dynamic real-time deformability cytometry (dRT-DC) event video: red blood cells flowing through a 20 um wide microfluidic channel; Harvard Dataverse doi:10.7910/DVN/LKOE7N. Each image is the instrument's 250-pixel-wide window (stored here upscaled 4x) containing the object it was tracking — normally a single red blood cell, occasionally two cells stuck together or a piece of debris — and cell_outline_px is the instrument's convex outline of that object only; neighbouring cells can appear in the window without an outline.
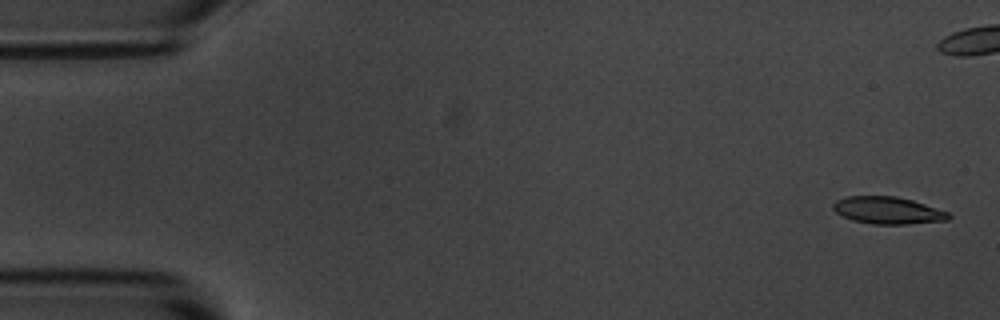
{"species": "common noctule bat (a hibernating species)", "species_latin": "Nyctalus noctula", "temperature_condition": "room temperature", "stored_images_in_passage": 6, "camera_frame_rate_fps": 3000, "um_per_image_px": 0.085, "animal": {"sex": "male", "body_mass_g": 20.1, "forearm_length_mm": 53.5}, "frame": {"image": 1, "passage_image": 1, "time_ms": 0.0, "image_size_px": [1000, 320], "cell_outline_px": [[952, 216], [948, 220], [908, 224], [872, 224], [852, 220], [836, 212], [832, 208], [832, 204], [836, 200], [848, 196], [896, 196], [912, 200], [948, 212]], "centroid_in_image_um": [75.45, 17.88], "position_along_channel_um": 9.5, "area_um2": 18.21}}
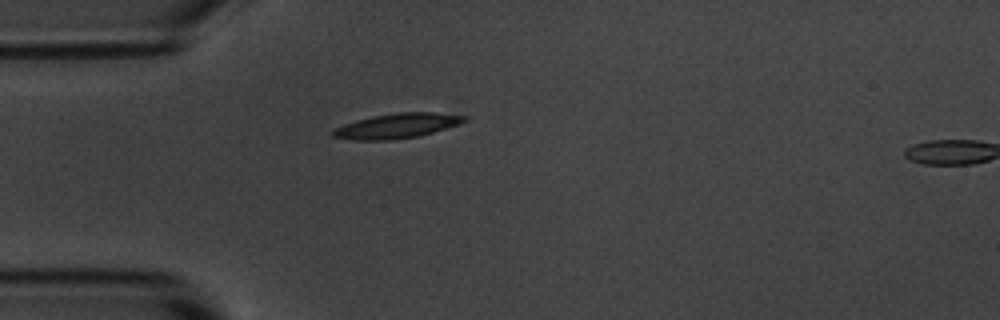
{"frame": {"image": 2, "passage_image": 6, "time_ms": 6.0, "image_size_px": [1000, 320], "cell_outline_px": [[468, 120], [420, 136], [388, 140], [352, 140], [332, 136], [332, 128], [356, 120], [372, 116], [396, 112], [432, 112], [468, 116]], "centroid_in_image_um": [33.69, 10.69], "position_along_channel_um": 51.3, "area_um2": 18.96}}